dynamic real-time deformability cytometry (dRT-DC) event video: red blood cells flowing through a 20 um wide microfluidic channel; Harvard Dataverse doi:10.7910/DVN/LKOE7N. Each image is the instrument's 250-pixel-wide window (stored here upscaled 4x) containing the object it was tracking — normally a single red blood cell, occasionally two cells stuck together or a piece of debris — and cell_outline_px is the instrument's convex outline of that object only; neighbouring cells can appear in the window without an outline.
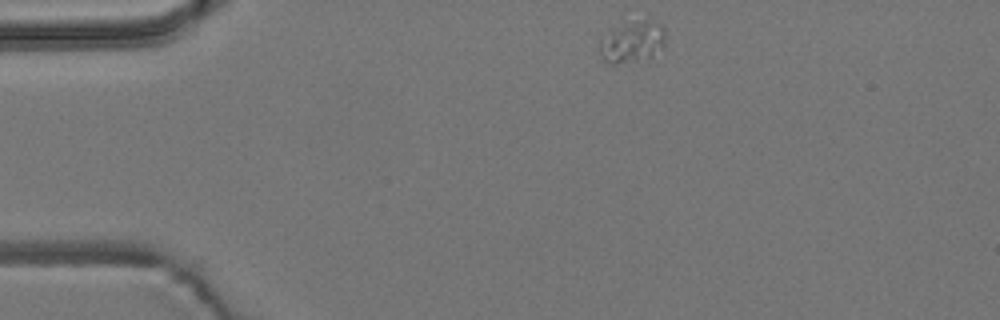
{"species": "common noctule bat (a hibernating species)", "species_latin": "Nyctalus noctula", "temperature_condition": "room temperature", "stored_images_in_passage": 2, "camera_frame_rate_fps": 3000, "um_per_image_px": 0.085, "animal": {"sex": "male", "body_mass_g": 19.2, "forearm_length_mm": 51.8}, "frame": {"image": 1, "passage_image": 1, "time_ms": 0.0, "image_size_px": [1000, 320], "cell_outline_px": [[664, 48], [648, 60], [612, 64], [608, 64], [600, 56], [600, 36], [608, 28], [644, 20], [652, 20], [660, 24], [664, 28]], "centroid_in_image_um": [53.72, 3.58], "position_along_channel_um": 31.3, "area_um2": 16.42}}